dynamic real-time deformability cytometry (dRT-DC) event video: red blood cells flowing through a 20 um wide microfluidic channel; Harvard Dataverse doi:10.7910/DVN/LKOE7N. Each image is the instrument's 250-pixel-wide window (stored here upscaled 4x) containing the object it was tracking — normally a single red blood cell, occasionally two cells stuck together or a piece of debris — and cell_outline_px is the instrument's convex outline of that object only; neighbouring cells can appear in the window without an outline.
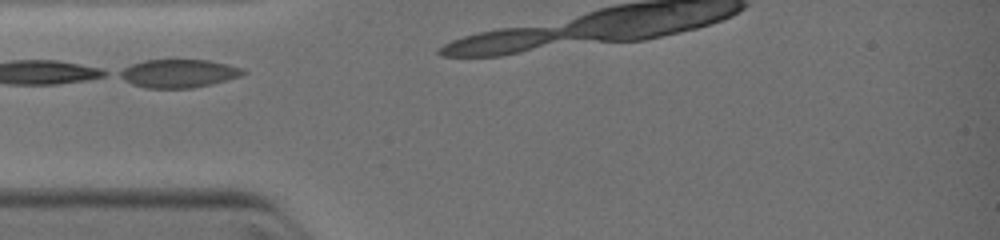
{"species": "common noctule bat (a hibernating species)", "species_latin": "Nyctalus noctula", "temperature_condition": "warm", "stored_images_in_passage": 6, "camera_frame_rate_fps": 3000, "um_per_image_px": 0.085, "animal": {"sex": "female", "body_mass_g": 19.0, "forearm_length_mm": 51.5}, "frame": {"image": 1, "passage_image": 2, "time_ms": 0.667, "image_size_px": [1000, 240], "cell_outline_px": [[248, 72], [240, 76], [212, 84], [192, 88], [144, 88], [132, 84], [116, 76], [116, 72], [132, 64], [144, 60], [208, 60], [228, 64], [244, 68]], "centroid_in_image_um": [15.16, 6.24], "position_along_channel_um": 69.8, "area_um2": 20.52}}